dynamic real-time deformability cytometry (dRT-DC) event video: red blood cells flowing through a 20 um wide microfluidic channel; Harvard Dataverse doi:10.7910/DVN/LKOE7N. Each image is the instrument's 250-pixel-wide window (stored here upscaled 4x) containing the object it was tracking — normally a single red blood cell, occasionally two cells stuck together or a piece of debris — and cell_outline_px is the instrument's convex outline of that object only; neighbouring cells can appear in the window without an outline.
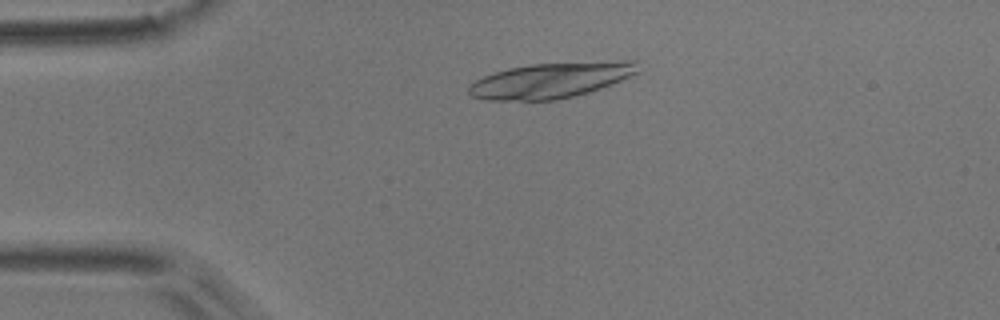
{"species": "common noctule bat (a hibernating species)", "species_latin": "Nyctalus noctula", "temperature_condition": "room temperature", "stored_images_in_passage": 5, "camera_frame_rate_fps": 3000, "um_per_image_px": 0.085, "animal": {"sex": "male", "body_mass_g": 17.9}, "frame": {"image": 1, "passage_image": 3, "time_ms": 0.667, "image_size_px": [1000, 320], "cell_outline_px": [[644, 72], [600, 88], [588, 92], [556, 100], [484, 100], [472, 96], [468, 92], [468, 88], [476, 80], [484, 76], [508, 68], [532, 64], [620, 60], [636, 60]], "centroid_in_image_um": [46.93, 6.81], "position_along_channel_um": 38.1, "area_um2": 35.2}}